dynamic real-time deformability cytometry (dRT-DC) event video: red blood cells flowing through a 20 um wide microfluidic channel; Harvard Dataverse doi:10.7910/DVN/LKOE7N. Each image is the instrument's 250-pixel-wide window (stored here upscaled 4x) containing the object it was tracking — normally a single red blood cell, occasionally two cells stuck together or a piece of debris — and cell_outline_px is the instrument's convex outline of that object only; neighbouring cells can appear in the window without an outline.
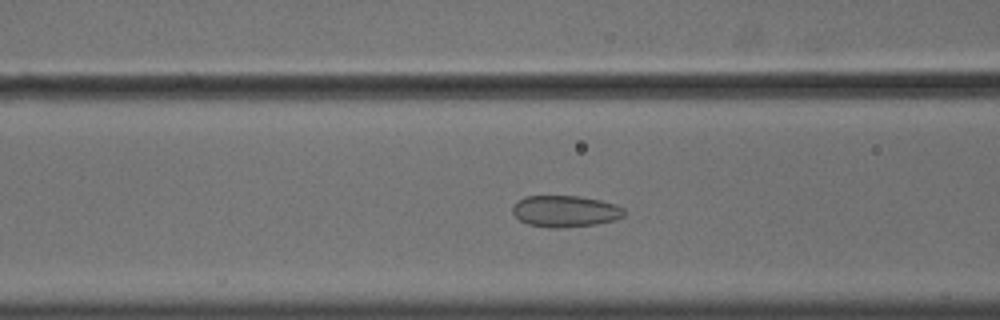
{"species": "common noctule bat (a hibernating species)", "species_latin": "Nyctalus noctula", "temperature_condition": "cold", "stored_images_in_passage": 51, "camera_frame_rate_fps": 3000, "um_per_image_px": 0.085, "animal": {"sex": "male", "body_mass_g": 18.8}, "frame": {"image": 1, "passage_image": 18, "time_ms": 5.667, "image_size_px": [1000, 320], "cell_outline_px": [[624, 216], [616, 220], [596, 224], [556, 228], [548, 228], [528, 224], [520, 220], [512, 212], [512, 208], [524, 196], [580, 196], [600, 200], [616, 204], [624, 208]], "centroid_in_image_um": [48.07, 17.95], "position_along_channel_um": 118.5, "area_um2": 20.46}}
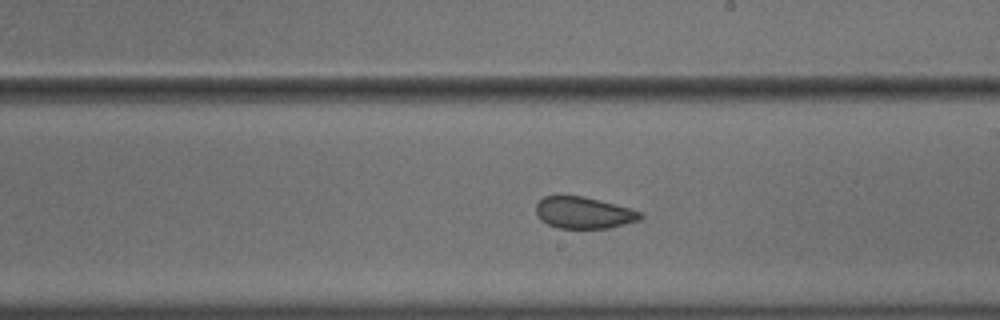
{"frame": {"image": 2, "passage_image": 28, "time_ms": 9.0, "image_size_px": [1000, 320], "cell_outline_px": [[644, 216], [640, 220], [608, 228], [560, 228], [548, 224], [540, 220], [536, 212], [536, 204], [544, 196], [584, 196], [628, 208], [640, 212]], "centroid_in_image_um": [49.6, 18.09], "position_along_channel_um": 239.4, "area_um2": 19.02}}
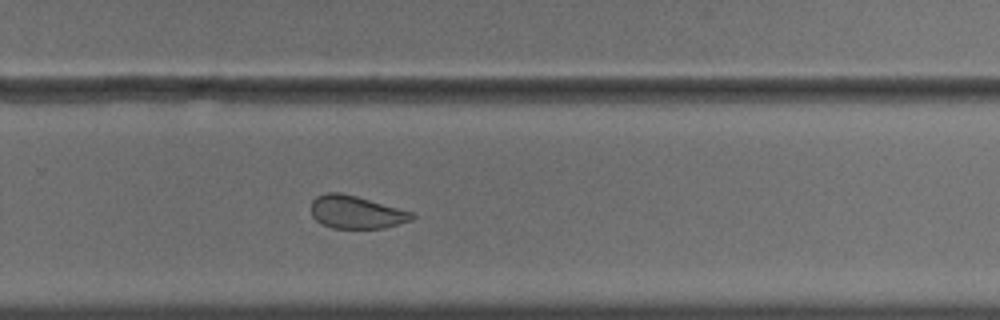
{"frame": {"image": 3, "passage_image": 33, "time_ms": 10.667, "image_size_px": [1000, 320], "cell_outline_px": [[416, 216], [412, 220], [384, 228], [332, 228], [320, 224], [312, 216], [312, 200], [316, 196], [328, 192], [340, 192], [356, 196], [412, 212]], "centroid_in_image_um": [30.25, 18.04], "position_along_channel_um": 299.5, "area_um2": 19.25}, "authors_computed_cell_mechanics": {"area_um2": 22.0218, "velocity_mm_per_s": 3.623, "shape_relaxation_time_tau1_ms": null, "shape_relaxation_time_tau2_ms": 1.4645, "deformation_change_tau1": null, "deformation_change_tau2": 0.0705}}